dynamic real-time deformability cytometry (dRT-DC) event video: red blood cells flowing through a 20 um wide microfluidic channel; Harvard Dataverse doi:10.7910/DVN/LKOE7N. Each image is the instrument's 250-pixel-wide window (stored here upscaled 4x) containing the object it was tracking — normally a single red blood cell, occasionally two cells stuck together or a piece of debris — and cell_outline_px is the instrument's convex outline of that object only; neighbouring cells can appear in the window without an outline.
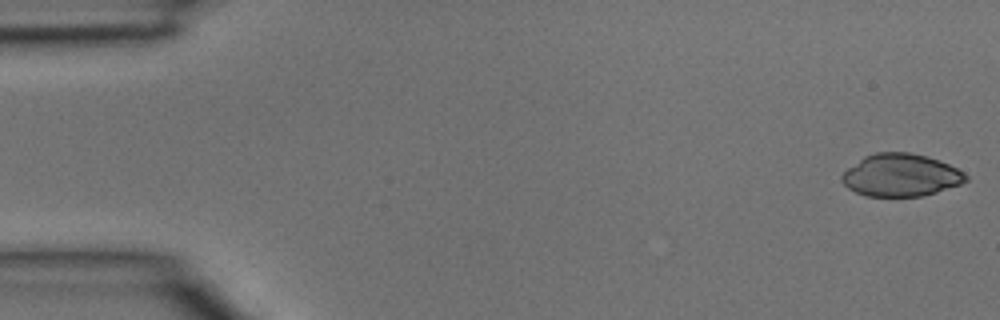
{"species": "common noctule bat (a hibernating species)", "species_latin": "Nyctalus noctula", "temperature_condition": "room temperature", "stored_images_in_passage": 40, "camera_frame_rate_fps": 3000, "um_per_image_px": 0.085, "animal": {"sex": "male", "body_mass_g": 15.6}, "frame": {"image": 1, "passage_image": 1, "time_ms": 0.0, "image_size_px": [1000, 320], "cell_outline_px": [[968, 180], [960, 184], [936, 192], [920, 196], [864, 196], [848, 188], [840, 180], [840, 176], [848, 168], [864, 156], [876, 152], [908, 152], [928, 156], [940, 160], [964, 172], [968, 176]], "centroid_in_image_um": [76.56, 14.88], "position_along_channel_um": 8.4, "area_um2": 30.75}}
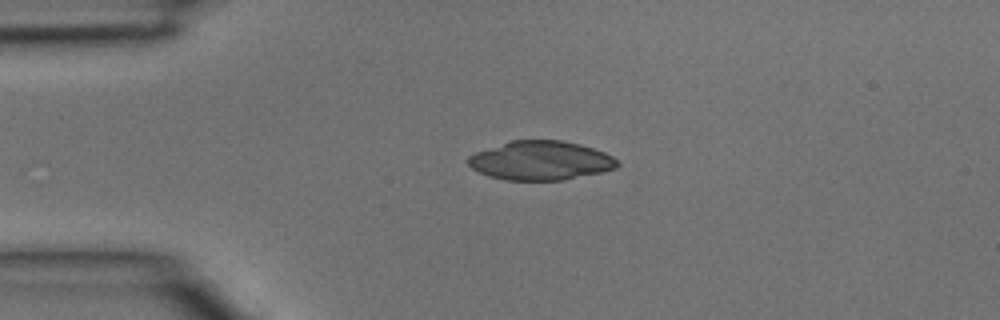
{"frame": {"image": 2, "passage_image": 9, "time_ms": 2.667, "image_size_px": [1000, 320], "cell_outline_px": [[620, 164], [616, 168], [600, 172], [564, 180], [508, 180], [488, 176], [472, 168], [468, 164], [468, 156], [476, 152], [512, 140], [560, 140], [580, 144], [604, 152], [612, 156]], "centroid_in_image_um": [45.95, 13.65], "position_along_channel_um": 39.0, "area_um2": 33.7}}
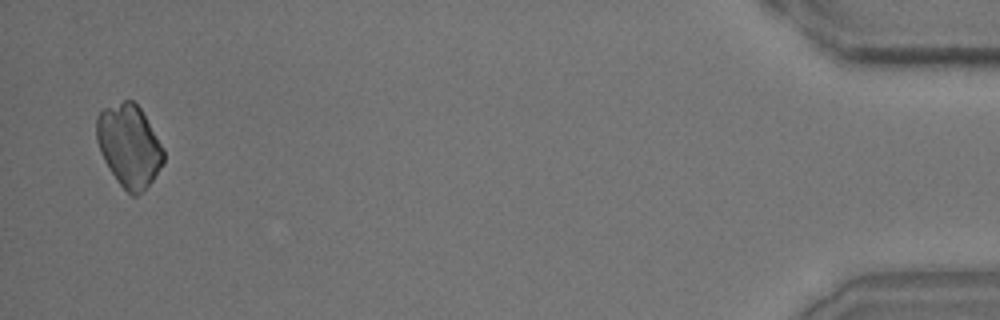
{"frame": {"image": 3, "passage_image": 39, "time_ms": 12.667, "image_size_px": [1000, 320], "cell_outline_px": [[164, 164], [144, 192], [136, 196], [132, 196], [116, 180], [104, 160], [100, 152], [96, 140], [96, 116], [104, 108], [124, 100], [132, 100], [140, 108], [164, 148]], "centroid_in_image_um": [10.98, 12.41], "position_along_channel_um": 424.2, "area_um2": 32.31}}